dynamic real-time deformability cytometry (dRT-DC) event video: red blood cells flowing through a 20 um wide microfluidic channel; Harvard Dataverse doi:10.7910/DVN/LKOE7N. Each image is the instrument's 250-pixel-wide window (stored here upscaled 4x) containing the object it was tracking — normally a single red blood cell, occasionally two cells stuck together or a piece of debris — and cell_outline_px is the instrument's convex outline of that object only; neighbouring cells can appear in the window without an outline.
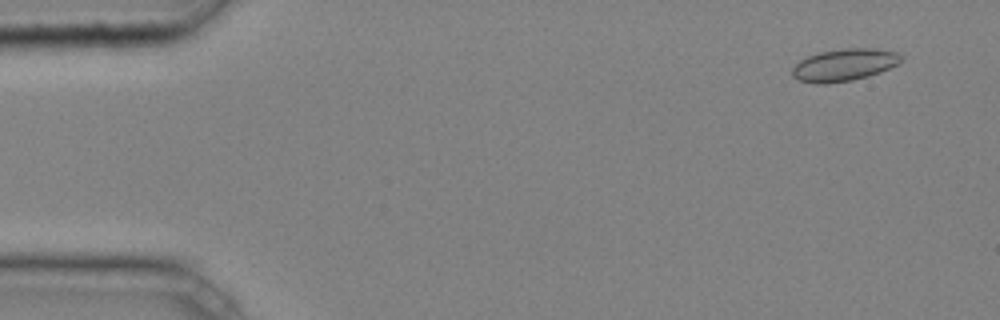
{"species": "common noctule bat (a hibernating species)", "species_latin": "Nyctalus noctula", "temperature_condition": "cold", "stored_images_in_passage": 3, "camera_frame_rate_fps": 3000, "um_per_image_px": 0.085, "animal": {"sex": "male", "body_mass_g": 20.4}, "frame": {"image": 1, "passage_image": 2, "time_ms": 0.333, "image_size_px": [1000, 320], "cell_outline_px": [[904, 60], [900, 64], [880, 72], [868, 76], [852, 80], [824, 84], [816, 84], [800, 80], [792, 76], [792, 68], [800, 60], [808, 56], [820, 52], [844, 48], [876, 48], [900, 52], [904, 56]], "centroid_in_image_um": [71.83, 5.5], "position_along_channel_um": 13.2, "area_um2": 20.75}}